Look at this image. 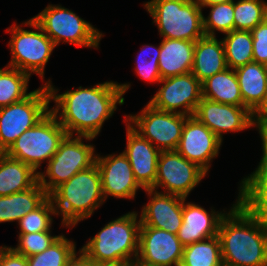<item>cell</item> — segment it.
<instances>
[{
  "label": "cell",
  "mask_w": 267,
  "mask_h": 266,
  "mask_svg": "<svg viewBox=\"0 0 267 266\" xmlns=\"http://www.w3.org/2000/svg\"><path fill=\"white\" fill-rule=\"evenodd\" d=\"M45 85L49 88L50 100L56 104L51 111L57 116L67 135H73L75 131L78 136L94 138L100 133L103 123L117 109V103L124 104L123 95L130 87L127 83L106 81L91 88L80 86L76 90L57 94L58 89L52 86L51 81H47Z\"/></svg>",
  "instance_id": "cell-1"
},
{
  "label": "cell",
  "mask_w": 267,
  "mask_h": 266,
  "mask_svg": "<svg viewBox=\"0 0 267 266\" xmlns=\"http://www.w3.org/2000/svg\"><path fill=\"white\" fill-rule=\"evenodd\" d=\"M218 237L223 266H267V222L239 199L222 218Z\"/></svg>",
  "instance_id": "cell-2"
},
{
  "label": "cell",
  "mask_w": 267,
  "mask_h": 266,
  "mask_svg": "<svg viewBox=\"0 0 267 266\" xmlns=\"http://www.w3.org/2000/svg\"><path fill=\"white\" fill-rule=\"evenodd\" d=\"M56 215L62 214V224L73 227L79 221L91 217L104 203L101 175L96 163L77 172L50 195Z\"/></svg>",
  "instance_id": "cell-3"
},
{
  "label": "cell",
  "mask_w": 267,
  "mask_h": 266,
  "mask_svg": "<svg viewBox=\"0 0 267 266\" xmlns=\"http://www.w3.org/2000/svg\"><path fill=\"white\" fill-rule=\"evenodd\" d=\"M137 216V212H128L109 222L81 250L98 265H121L136 260L141 225Z\"/></svg>",
  "instance_id": "cell-4"
},
{
  "label": "cell",
  "mask_w": 267,
  "mask_h": 266,
  "mask_svg": "<svg viewBox=\"0 0 267 266\" xmlns=\"http://www.w3.org/2000/svg\"><path fill=\"white\" fill-rule=\"evenodd\" d=\"M144 7L163 38L196 42L205 36L204 15L196 1L151 0Z\"/></svg>",
  "instance_id": "cell-5"
},
{
  "label": "cell",
  "mask_w": 267,
  "mask_h": 266,
  "mask_svg": "<svg viewBox=\"0 0 267 266\" xmlns=\"http://www.w3.org/2000/svg\"><path fill=\"white\" fill-rule=\"evenodd\" d=\"M67 135L57 116L50 111L34 127L23 132L5 152L35 171L43 161H49Z\"/></svg>",
  "instance_id": "cell-6"
},
{
  "label": "cell",
  "mask_w": 267,
  "mask_h": 266,
  "mask_svg": "<svg viewBox=\"0 0 267 266\" xmlns=\"http://www.w3.org/2000/svg\"><path fill=\"white\" fill-rule=\"evenodd\" d=\"M83 138L87 141L94 139V137L89 136L66 135L58 150L48 161L46 171L44 173L38 171V182L44 187L48 195L77 172L88 169L95 164L97 156L94 154L95 148L91 144H84ZM45 177H48L49 180L47 181Z\"/></svg>",
  "instance_id": "cell-7"
},
{
  "label": "cell",
  "mask_w": 267,
  "mask_h": 266,
  "mask_svg": "<svg viewBox=\"0 0 267 266\" xmlns=\"http://www.w3.org/2000/svg\"><path fill=\"white\" fill-rule=\"evenodd\" d=\"M50 101L49 88L44 84L23 100L0 107V153H5L23 132L51 111Z\"/></svg>",
  "instance_id": "cell-8"
},
{
  "label": "cell",
  "mask_w": 267,
  "mask_h": 266,
  "mask_svg": "<svg viewBox=\"0 0 267 266\" xmlns=\"http://www.w3.org/2000/svg\"><path fill=\"white\" fill-rule=\"evenodd\" d=\"M57 46L60 41L98 49L103 34L73 11L60 5H48L32 18Z\"/></svg>",
  "instance_id": "cell-9"
},
{
  "label": "cell",
  "mask_w": 267,
  "mask_h": 266,
  "mask_svg": "<svg viewBox=\"0 0 267 266\" xmlns=\"http://www.w3.org/2000/svg\"><path fill=\"white\" fill-rule=\"evenodd\" d=\"M24 25H29L36 31L22 29L16 24L7 29V32L12 33L9 41L12 58L7 66L30 76L33 72L43 80L45 65L56 46L32 18L25 21Z\"/></svg>",
  "instance_id": "cell-10"
},
{
  "label": "cell",
  "mask_w": 267,
  "mask_h": 266,
  "mask_svg": "<svg viewBox=\"0 0 267 266\" xmlns=\"http://www.w3.org/2000/svg\"><path fill=\"white\" fill-rule=\"evenodd\" d=\"M125 117V122L143 138L153 145L156 144L157 149L170 151L177 149L184 123L189 116L161 111L147 104L138 115L131 114Z\"/></svg>",
  "instance_id": "cell-11"
},
{
  "label": "cell",
  "mask_w": 267,
  "mask_h": 266,
  "mask_svg": "<svg viewBox=\"0 0 267 266\" xmlns=\"http://www.w3.org/2000/svg\"><path fill=\"white\" fill-rule=\"evenodd\" d=\"M206 174L196 163L188 161L176 150L161 151L157 176L151 189L157 190L161 186L165 193L186 198Z\"/></svg>",
  "instance_id": "cell-12"
},
{
  "label": "cell",
  "mask_w": 267,
  "mask_h": 266,
  "mask_svg": "<svg viewBox=\"0 0 267 266\" xmlns=\"http://www.w3.org/2000/svg\"><path fill=\"white\" fill-rule=\"evenodd\" d=\"M159 83L163 86L148 104L161 111L194 116L202 98V87L191 72L163 78Z\"/></svg>",
  "instance_id": "cell-13"
},
{
  "label": "cell",
  "mask_w": 267,
  "mask_h": 266,
  "mask_svg": "<svg viewBox=\"0 0 267 266\" xmlns=\"http://www.w3.org/2000/svg\"><path fill=\"white\" fill-rule=\"evenodd\" d=\"M184 246L177 235L163 229L140 227L137 260L147 266H180Z\"/></svg>",
  "instance_id": "cell-14"
},
{
  "label": "cell",
  "mask_w": 267,
  "mask_h": 266,
  "mask_svg": "<svg viewBox=\"0 0 267 266\" xmlns=\"http://www.w3.org/2000/svg\"><path fill=\"white\" fill-rule=\"evenodd\" d=\"M221 144L222 140L207 126L195 116H189L184 123L176 151L207 173L211 166L209 163L218 155Z\"/></svg>",
  "instance_id": "cell-15"
},
{
  "label": "cell",
  "mask_w": 267,
  "mask_h": 266,
  "mask_svg": "<svg viewBox=\"0 0 267 266\" xmlns=\"http://www.w3.org/2000/svg\"><path fill=\"white\" fill-rule=\"evenodd\" d=\"M194 116L220 140H223V133L242 131L254 126L252 112L248 108L214 102L203 97Z\"/></svg>",
  "instance_id": "cell-16"
},
{
  "label": "cell",
  "mask_w": 267,
  "mask_h": 266,
  "mask_svg": "<svg viewBox=\"0 0 267 266\" xmlns=\"http://www.w3.org/2000/svg\"><path fill=\"white\" fill-rule=\"evenodd\" d=\"M105 200L108 196L133 199L141 187L136 181L130 162L122 153L119 155L96 156Z\"/></svg>",
  "instance_id": "cell-17"
},
{
  "label": "cell",
  "mask_w": 267,
  "mask_h": 266,
  "mask_svg": "<svg viewBox=\"0 0 267 266\" xmlns=\"http://www.w3.org/2000/svg\"><path fill=\"white\" fill-rule=\"evenodd\" d=\"M145 191L151 199L141 210L140 227L163 229L177 235L183 220V197L154 189Z\"/></svg>",
  "instance_id": "cell-18"
},
{
  "label": "cell",
  "mask_w": 267,
  "mask_h": 266,
  "mask_svg": "<svg viewBox=\"0 0 267 266\" xmlns=\"http://www.w3.org/2000/svg\"><path fill=\"white\" fill-rule=\"evenodd\" d=\"M127 146L123 154L130 162L134 177L143 190L154 186L160 150L127 123Z\"/></svg>",
  "instance_id": "cell-19"
},
{
  "label": "cell",
  "mask_w": 267,
  "mask_h": 266,
  "mask_svg": "<svg viewBox=\"0 0 267 266\" xmlns=\"http://www.w3.org/2000/svg\"><path fill=\"white\" fill-rule=\"evenodd\" d=\"M185 200L183 197V220L177 233L182 245L185 247L218 235L220 222L227 212L216 213L212 210L209 214L198 204L185 203Z\"/></svg>",
  "instance_id": "cell-20"
},
{
  "label": "cell",
  "mask_w": 267,
  "mask_h": 266,
  "mask_svg": "<svg viewBox=\"0 0 267 266\" xmlns=\"http://www.w3.org/2000/svg\"><path fill=\"white\" fill-rule=\"evenodd\" d=\"M263 156L258 168L241 181L239 201L267 222V139L262 140Z\"/></svg>",
  "instance_id": "cell-21"
},
{
  "label": "cell",
  "mask_w": 267,
  "mask_h": 266,
  "mask_svg": "<svg viewBox=\"0 0 267 266\" xmlns=\"http://www.w3.org/2000/svg\"><path fill=\"white\" fill-rule=\"evenodd\" d=\"M228 68L222 40L204 36L195 42L191 73L202 83Z\"/></svg>",
  "instance_id": "cell-22"
},
{
  "label": "cell",
  "mask_w": 267,
  "mask_h": 266,
  "mask_svg": "<svg viewBox=\"0 0 267 266\" xmlns=\"http://www.w3.org/2000/svg\"><path fill=\"white\" fill-rule=\"evenodd\" d=\"M194 47L193 41L163 38L158 61L161 79L191 72Z\"/></svg>",
  "instance_id": "cell-23"
},
{
  "label": "cell",
  "mask_w": 267,
  "mask_h": 266,
  "mask_svg": "<svg viewBox=\"0 0 267 266\" xmlns=\"http://www.w3.org/2000/svg\"><path fill=\"white\" fill-rule=\"evenodd\" d=\"M38 182V172L20 160L0 153V196L22 192Z\"/></svg>",
  "instance_id": "cell-24"
},
{
  "label": "cell",
  "mask_w": 267,
  "mask_h": 266,
  "mask_svg": "<svg viewBox=\"0 0 267 266\" xmlns=\"http://www.w3.org/2000/svg\"><path fill=\"white\" fill-rule=\"evenodd\" d=\"M235 70L244 107L253 112L267 91V65L250 62Z\"/></svg>",
  "instance_id": "cell-25"
},
{
  "label": "cell",
  "mask_w": 267,
  "mask_h": 266,
  "mask_svg": "<svg viewBox=\"0 0 267 266\" xmlns=\"http://www.w3.org/2000/svg\"><path fill=\"white\" fill-rule=\"evenodd\" d=\"M48 197L39 182L28 190L0 196V223L18 222L27 213L38 208Z\"/></svg>",
  "instance_id": "cell-26"
},
{
  "label": "cell",
  "mask_w": 267,
  "mask_h": 266,
  "mask_svg": "<svg viewBox=\"0 0 267 266\" xmlns=\"http://www.w3.org/2000/svg\"><path fill=\"white\" fill-rule=\"evenodd\" d=\"M202 97L214 102L244 106L234 69L227 68L201 83Z\"/></svg>",
  "instance_id": "cell-27"
},
{
  "label": "cell",
  "mask_w": 267,
  "mask_h": 266,
  "mask_svg": "<svg viewBox=\"0 0 267 266\" xmlns=\"http://www.w3.org/2000/svg\"><path fill=\"white\" fill-rule=\"evenodd\" d=\"M222 42L228 68L236 69L253 61V37L251 31L233 30L225 33Z\"/></svg>",
  "instance_id": "cell-28"
},
{
  "label": "cell",
  "mask_w": 267,
  "mask_h": 266,
  "mask_svg": "<svg viewBox=\"0 0 267 266\" xmlns=\"http://www.w3.org/2000/svg\"><path fill=\"white\" fill-rule=\"evenodd\" d=\"M180 266H223L218 235L185 246Z\"/></svg>",
  "instance_id": "cell-29"
},
{
  "label": "cell",
  "mask_w": 267,
  "mask_h": 266,
  "mask_svg": "<svg viewBox=\"0 0 267 266\" xmlns=\"http://www.w3.org/2000/svg\"><path fill=\"white\" fill-rule=\"evenodd\" d=\"M30 75L17 68H0V107L18 102L31 94L27 93Z\"/></svg>",
  "instance_id": "cell-30"
},
{
  "label": "cell",
  "mask_w": 267,
  "mask_h": 266,
  "mask_svg": "<svg viewBox=\"0 0 267 266\" xmlns=\"http://www.w3.org/2000/svg\"><path fill=\"white\" fill-rule=\"evenodd\" d=\"M75 246L73 241L60 235L46 250L27 257L28 266H65L76 252Z\"/></svg>",
  "instance_id": "cell-31"
},
{
  "label": "cell",
  "mask_w": 267,
  "mask_h": 266,
  "mask_svg": "<svg viewBox=\"0 0 267 266\" xmlns=\"http://www.w3.org/2000/svg\"><path fill=\"white\" fill-rule=\"evenodd\" d=\"M267 18V2L238 0L234 2V30L251 31Z\"/></svg>",
  "instance_id": "cell-32"
},
{
  "label": "cell",
  "mask_w": 267,
  "mask_h": 266,
  "mask_svg": "<svg viewBox=\"0 0 267 266\" xmlns=\"http://www.w3.org/2000/svg\"><path fill=\"white\" fill-rule=\"evenodd\" d=\"M206 7L211 10L209 16L203 17L205 36H215L216 30L224 34L234 30V0Z\"/></svg>",
  "instance_id": "cell-33"
},
{
  "label": "cell",
  "mask_w": 267,
  "mask_h": 266,
  "mask_svg": "<svg viewBox=\"0 0 267 266\" xmlns=\"http://www.w3.org/2000/svg\"><path fill=\"white\" fill-rule=\"evenodd\" d=\"M50 214L56 215V212L51 198L48 197L38 208L18 221L20 233L50 231L53 222Z\"/></svg>",
  "instance_id": "cell-34"
},
{
  "label": "cell",
  "mask_w": 267,
  "mask_h": 266,
  "mask_svg": "<svg viewBox=\"0 0 267 266\" xmlns=\"http://www.w3.org/2000/svg\"><path fill=\"white\" fill-rule=\"evenodd\" d=\"M18 246L12 249L25 257L39 254L46 250L60 235L51 236L50 231L19 233Z\"/></svg>",
  "instance_id": "cell-35"
},
{
  "label": "cell",
  "mask_w": 267,
  "mask_h": 266,
  "mask_svg": "<svg viewBox=\"0 0 267 266\" xmlns=\"http://www.w3.org/2000/svg\"><path fill=\"white\" fill-rule=\"evenodd\" d=\"M144 46L141 48V52L137 57L135 70L142 79L152 83H159L161 80V74L158 66L160 45L159 47H154L153 45ZM145 52L148 53L146 54Z\"/></svg>",
  "instance_id": "cell-36"
},
{
  "label": "cell",
  "mask_w": 267,
  "mask_h": 266,
  "mask_svg": "<svg viewBox=\"0 0 267 266\" xmlns=\"http://www.w3.org/2000/svg\"><path fill=\"white\" fill-rule=\"evenodd\" d=\"M253 61L267 65V18L251 30Z\"/></svg>",
  "instance_id": "cell-37"
},
{
  "label": "cell",
  "mask_w": 267,
  "mask_h": 266,
  "mask_svg": "<svg viewBox=\"0 0 267 266\" xmlns=\"http://www.w3.org/2000/svg\"><path fill=\"white\" fill-rule=\"evenodd\" d=\"M252 118L256 128L258 127L261 139H267V91L262 102L252 112Z\"/></svg>",
  "instance_id": "cell-38"
},
{
  "label": "cell",
  "mask_w": 267,
  "mask_h": 266,
  "mask_svg": "<svg viewBox=\"0 0 267 266\" xmlns=\"http://www.w3.org/2000/svg\"><path fill=\"white\" fill-rule=\"evenodd\" d=\"M0 266H28L27 257L15 252L11 247L0 246Z\"/></svg>",
  "instance_id": "cell-39"
},
{
  "label": "cell",
  "mask_w": 267,
  "mask_h": 266,
  "mask_svg": "<svg viewBox=\"0 0 267 266\" xmlns=\"http://www.w3.org/2000/svg\"><path fill=\"white\" fill-rule=\"evenodd\" d=\"M79 257L77 253L67 261L65 266H99L93 260H91L81 249L79 250Z\"/></svg>",
  "instance_id": "cell-40"
},
{
  "label": "cell",
  "mask_w": 267,
  "mask_h": 266,
  "mask_svg": "<svg viewBox=\"0 0 267 266\" xmlns=\"http://www.w3.org/2000/svg\"><path fill=\"white\" fill-rule=\"evenodd\" d=\"M233 0H197L196 2L200 5V7L204 8L206 6H210L213 4H218V3H225Z\"/></svg>",
  "instance_id": "cell-41"
},
{
  "label": "cell",
  "mask_w": 267,
  "mask_h": 266,
  "mask_svg": "<svg viewBox=\"0 0 267 266\" xmlns=\"http://www.w3.org/2000/svg\"><path fill=\"white\" fill-rule=\"evenodd\" d=\"M127 266H147V265H144V264L140 263V262L136 259V260H133V261L127 263Z\"/></svg>",
  "instance_id": "cell-42"
},
{
  "label": "cell",
  "mask_w": 267,
  "mask_h": 266,
  "mask_svg": "<svg viewBox=\"0 0 267 266\" xmlns=\"http://www.w3.org/2000/svg\"><path fill=\"white\" fill-rule=\"evenodd\" d=\"M99 266H127V264H121V265H99Z\"/></svg>",
  "instance_id": "cell-43"
}]
</instances>
